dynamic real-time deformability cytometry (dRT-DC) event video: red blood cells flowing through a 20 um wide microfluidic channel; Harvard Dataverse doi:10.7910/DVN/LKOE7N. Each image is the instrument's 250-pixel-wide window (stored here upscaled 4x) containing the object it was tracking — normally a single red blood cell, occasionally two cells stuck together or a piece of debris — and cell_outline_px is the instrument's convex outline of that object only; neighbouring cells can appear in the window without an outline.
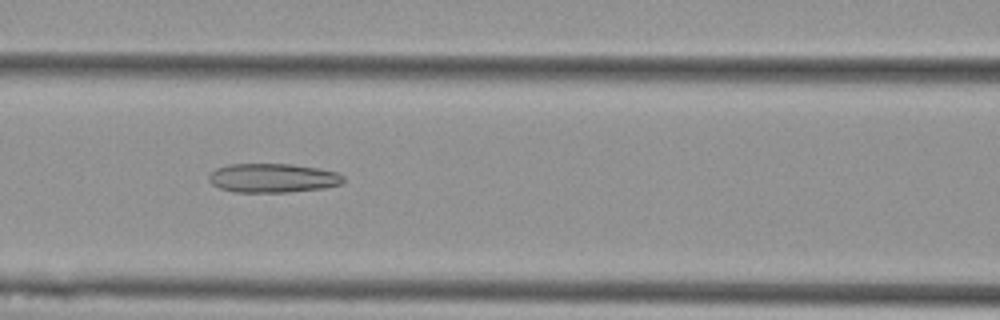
{"species": "Egyptian fruit bat (a non-hibernating species)", "species_latin": "Rousettus aegyptiacus", "temperature_condition": "cold", "stored_images_in_passage": 6, "camera_frame_rate_fps": 3000, "um_per_image_px": 0.085, "animal": {"sex": "female"}, "frame": {"image": 1, "passage_image": 5, "time_ms": 1.333, "image_size_px": [1000, 320], "cell_outline_px": [[344, 180], [340, 184], [324, 188], [288, 192], [232, 192], [220, 188], [212, 184], [208, 180], [208, 176], [216, 168], [228, 164], [292, 164], [320, 168], [336, 172], [344, 176]], "centroid_in_image_um": [23.18, 15.13], "position_along_channel_um": 143.4, "area_um2": 22.89}}
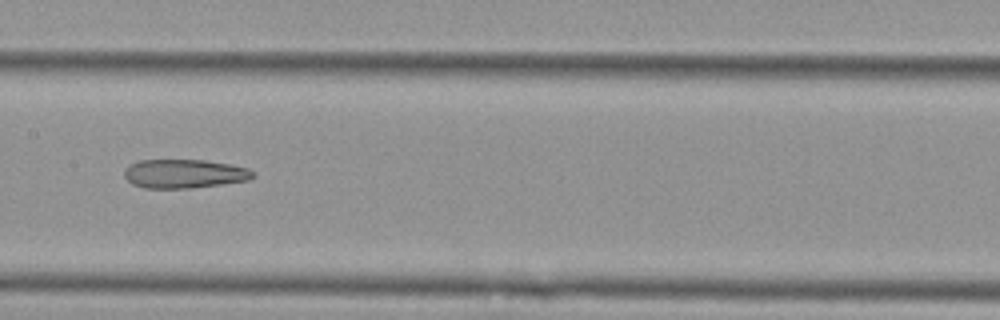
{"frame": {"image": 2, "passage_image": 6, "time_ms": 1.667, "image_size_px": [1000, 320], "cell_outline_px": [[256, 176], [248, 180], [192, 188], [144, 188], [132, 184], [124, 176], [124, 168], [140, 160], [204, 160], [228, 164], [248, 168]], "centroid_in_image_um": [15.64, 14.77], "position_along_channel_um": 191.8, "area_um2": 21.5}}